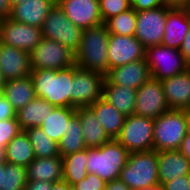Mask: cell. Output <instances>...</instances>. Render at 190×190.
I'll list each match as a JSON object with an SVG mask.
<instances>
[{
    "mask_svg": "<svg viewBox=\"0 0 190 190\" xmlns=\"http://www.w3.org/2000/svg\"><path fill=\"white\" fill-rule=\"evenodd\" d=\"M36 97L55 107H72L74 65L62 70H32Z\"/></svg>",
    "mask_w": 190,
    "mask_h": 190,
    "instance_id": "cell-1",
    "label": "cell"
},
{
    "mask_svg": "<svg viewBox=\"0 0 190 190\" xmlns=\"http://www.w3.org/2000/svg\"><path fill=\"white\" fill-rule=\"evenodd\" d=\"M108 40L105 23L84 29L79 49L75 52V64L106 75L109 71Z\"/></svg>",
    "mask_w": 190,
    "mask_h": 190,
    "instance_id": "cell-2",
    "label": "cell"
},
{
    "mask_svg": "<svg viewBox=\"0 0 190 190\" xmlns=\"http://www.w3.org/2000/svg\"><path fill=\"white\" fill-rule=\"evenodd\" d=\"M128 156L129 152L117 139H111L100 147L87 148V172L106 182L119 179Z\"/></svg>",
    "mask_w": 190,
    "mask_h": 190,
    "instance_id": "cell-3",
    "label": "cell"
},
{
    "mask_svg": "<svg viewBox=\"0 0 190 190\" xmlns=\"http://www.w3.org/2000/svg\"><path fill=\"white\" fill-rule=\"evenodd\" d=\"M119 179L130 190L147 186H160L158 177V152L156 150L130 152Z\"/></svg>",
    "mask_w": 190,
    "mask_h": 190,
    "instance_id": "cell-4",
    "label": "cell"
},
{
    "mask_svg": "<svg viewBox=\"0 0 190 190\" xmlns=\"http://www.w3.org/2000/svg\"><path fill=\"white\" fill-rule=\"evenodd\" d=\"M188 132L186 110L170 109L154 119L153 150H178Z\"/></svg>",
    "mask_w": 190,
    "mask_h": 190,
    "instance_id": "cell-5",
    "label": "cell"
},
{
    "mask_svg": "<svg viewBox=\"0 0 190 190\" xmlns=\"http://www.w3.org/2000/svg\"><path fill=\"white\" fill-rule=\"evenodd\" d=\"M32 70H62L75 65V53L58 41L42 38L29 53Z\"/></svg>",
    "mask_w": 190,
    "mask_h": 190,
    "instance_id": "cell-6",
    "label": "cell"
},
{
    "mask_svg": "<svg viewBox=\"0 0 190 190\" xmlns=\"http://www.w3.org/2000/svg\"><path fill=\"white\" fill-rule=\"evenodd\" d=\"M145 59L149 66L151 77L160 81L176 76L189 68V64L185 61L180 50L161 44L148 47Z\"/></svg>",
    "mask_w": 190,
    "mask_h": 190,
    "instance_id": "cell-7",
    "label": "cell"
},
{
    "mask_svg": "<svg viewBox=\"0 0 190 190\" xmlns=\"http://www.w3.org/2000/svg\"><path fill=\"white\" fill-rule=\"evenodd\" d=\"M83 29L74 25L57 5L50 10L42 26L44 38L58 41L72 52L79 49Z\"/></svg>",
    "mask_w": 190,
    "mask_h": 190,
    "instance_id": "cell-8",
    "label": "cell"
},
{
    "mask_svg": "<svg viewBox=\"0 0 190 190\" xmlns=\"http://www.w3.org/2000/svg\"><path fill=\"white\" fill-rule=\"evenodd\" d=\"M154 119L136 114L125 117L120 135L116 138L130 152L153 150Z\"/></svg>",
    "mask_w": 190,
    "mask_h": 190,
    "instance_id": "cell-9",
    "label": "cell"
},
{
    "mask_svg": "<svg viewBox=\"0 0 190 190\" xmlns=\"http://www.w3.org/2000/svg\"><path fill=\"white\" fill-rule=\"evenodd\" d=\"M105 75L74 65L72 107H89L102 98Z\"/></svg>",
    "mask_w": 190,
    "mask_h": 190,
    "instance_id": "cell-10",
    "label": "cell"
},
{
    "mask_svg": "<svg viewBox=\"0 0 190 190\" xmlns=\"http://www.w3.org/2000/svg\"><path fill=\"white\" fill-rule=\"evenodd\" d=\"M169 5L152 10H142L136 12V31L134 36L147 49L155 45H160L163 39L167 11Z\"/></svg>",
    "mask_w": 190,
    "mask_h": 190,
    "instance_id": "cell-11",
    "label": "cell"
},
{
    "mask_svg": "<svg viewBox=\"0 0 190 190\" xmlns=\"http://www.w3.org/2000/svg\"><path fill=\"white\" fill-rule=\"evenodd\" d=\"M42 28L19 23L11 18L0 20V42L31 52L42 40Z\"/></svg>",
    "mask_w": 190,
    "mask_h": 190,
    "instance_id": "cell-12",
    "label": "cell"
},
{
    "mask_svg": "<svg viewBox=\"0 0 190 190\" xmlns=\"http://www.w3.org/2000/svg\"><path fill=\"white\" fill-rule=\"evenodd\" d=\"M170 110L160 80L150 78L136 92L134 114L156 119Z\"/></svg>",
    "mask_w": 190,
    "mask_h": 190,
    "instance_id": "cell-13",
    "label": "cell"
},
{
    "mask_svg": "<svg viewBox=\"0 0 190 190\" xmlns=\"http://www.w3.org/2000/svg\"><path fill=\"white\" fill-rule=\"evenodd\" d=\"M146 49L135 36L109 34V70L133 61L145 59Z\"/></svg>",
    "mask_w": 190,
    "mask_h": 190,
    "instance_id": "cell-14",
    "label": "cell"
},
{
    "mask_svg": "<svg viewBox=\"0 0 190 190\" xmlns=\"http://www.w3.org/2000/svg\"><path fill=\"white\" fill-rule=\"evenodd\" d=\"M56 3L67 18L83 30L103 23L99 0H56Z\"/></svg>",
    "mask_w": 190,
    "mask_h": 190,
    "instance_id": "cell-15",
    "label": "cell"
},
{
    "mask_svg": "<svg viewBox=\"0 0 190 190\" xmlns=\"http://www.w3.org/2000/svg\"><path fill=\"white\" fill-rule=\"evenodd\" d=\"M0 71L6 81L30 76L29 52L0 42Z\"/></svg>",
    "mask_w": 190,
    "mask_h": 190,
    "instance_id": "cell-16",
    "label": "cell"
},
{
    "mask_svg": "<svg viewBox=\"0 0 190 190\" xmlns=\"http://www.w3.org/2000/svg\"><path fill=\"white\" fill-rule=\"evenodd\" d=\"M164 27L161 45L179 50L190 28V7H171Z\"/></svg>",
    "mask_w": 190,
    "mask_h": 190,
    "instance_id": "cell-17",
    "label": "cell"
},
{
    "mask_svg": "<svg viewBox=\"0 0 190 190\" xmlns=\"http://www.w3.org/2000/svg\"><path fill=\"white\" fill-rule=\"evenodd\" d=\"M105 78L113 85L137 90L151 78V73L146 59H142L110 69Z\"/></svg>",
    "mask_w": 190,
    "mask_h": 190,
    "instance_id": "cell-18",
    "label": "cell"
},
{
    "mask_svg": "<svg viewBox=\"0 0 190 190\" xmlns=\"http://www.w3.org/2000/svg\"><path fill=\"white\" fill-rule=\"evenodd\" d=\"M170 109L186 110L190 105V68L180 74L161 80Z\"/></svg>",
    "mask_w": 190,
    "mask_h": 190,
    "instance_id": "cell-19",
    "label": "cell"
},
{
    "mask_svg": "<svg viewBox=\"0 0 190 190\" xmlns=\"http://www.w3.org/2000/svg\"><path fill=\"white\" fill-rule=\"evenodd\" d=\"M55 4L56 0H25L12 7L9 18L19 23L42 28L44 20Z\"/></svg>",
    "mask_w": 190,
    "mask_h": 190,
    "instance_id": "cell-20",
    "label": "cell"
},
{
    "mask_svg": "<svg viewBox=\"0 0 190 190\" xmlns=\"http://www.w3.org/2000/svg\"><path fill=\"white\" fill-rule=\"evenodd\" d=\"M190 175V162L179 150L158 151L159 185L179 176Z\"/></svg>",
    "mask_w": 190,
    "mask_h": 190,
    "instance_id": "cell-21",
    "label": "cell"
},
{
    "mask_svg": "<svg viewBox=\"0 0 190 190\" xmlns=\"http://www.w3.org/2000/svg\"><path fill=\"white\" fill-rule=\"evenodd\" d=\"M136 92L131 87L113 85L105 78L102 98L127 117L134 114Z\"/></svg>",
    "mask_w": 190,
    "mask_h": 190,
    "instance_id": "cell-22",
    "label": "cell"
},
{
    "mask_svg": "<svg viewBox=\"0 0 190 190\" xmlns=\"http://www.w3.org/2000/svg\"><path fill=\"white\" fill-rule=\"evenodd\" d=\"M76 114L82 125L81 131L86 148L100 147L111 140L89 107L76 108Z\"/></svg>",
    "mask_w": 190,
    "mask_h": 190,
    "instance_id": "cell-23",
    "label": "cell"
},
{
    "mask_svg": "<svg viewBox=\"0 0 190 190\" xmlns=\"http://www.w3.org/2000/svg\"><path fill=\"white\" fill-rule=\"evenodd\" d=\"M27 180L59 182L63 180L62 156L48 158L35 157L26 167Z\"/></svg>",
    "mask_w": 190,
    "mask_h": 190,
    "instance_id": "cell-24",
    "label": "cell"
},
{
    "mask_svg": "<svg viewBox=\"0 0 190 190\" xmlns=\"http://www.w3.org/2000/svg\"><path fill=\"white\" fill-rule=\"evenodd\" d=\"M89 108L111 139H116L124 124L125 116L103 98L94 102Z\"/></svg>",
    "mask_w": 190,
    "mask_h": 190,
    "instance_id": "cell-25",
    "label": "cell"
},
{
    "mask_svg": "<svg viewBox=\"0 0 190 190\" xmlns=\"http://www.w3.org/2000/svg\"><path fill=\"white\" fill-rule=\"evenodd\" d=\"M2 95L7 98L16 112L19 111L36 97L31 76L7 80Z\"/></svg>",
    "mask_w": 190,
    "mask_h": 190,
    "instance_id": "cell-26",
    "label": "cell"
},
{
    "mask_svg": "<svg viewBox=\"0 0 190 190\" xmlns=\"http://www.w3.org/2000/svg\"><path fill=\"white\" fill-rule=\"evenodd\" d=\"M55 106L43 98L35 97L30 103L16 112V117L22 131L31 127H40L44 123L48 113Z\"/></svg>",
    "mask_w": 190,
    "mask_h": 190,
    "instance_id": "cell-27",
    "label": "cell"
},
{
    "mask_svg": "<svg viewBox=\"0 0 190 190\" xmlns=\"http://www.w3.org/2000/svg\"><path fill=\"white\" fill-rule=\"evenodd\" d=\"M76 114L73 107H55L48 113L44 123L40 126L45 134L55 142H59L68 129L69 120Z\"/></svg>",
    "mask_w": 190,
    "mask_h": 190,
    "instance_id": "cell-28",
    "label": "cell"
},
{
    "mask_svg": "<svg viewBox=\"0 0 190 190\" xmlns=\"http://www.w3.org/2000/svg\"><path fill=\"white\" fill-rule=\"evenodd\" d=\"M6 162L27 167L34 159L33 146L25 131H21L5 146Z\"/></svg>",
    "mask_w": 190,
    "mask_h": 190,
    "instance_id": "cell-29",
    "label": "cell"
},
{
    "mask_svg": "<svg viewBox=\"0 0 190 190\" xmlns=\"http://www.w3.org/2000/svg\"><path fill=\"white\" fill-rule=\"evenodd\" d=\"M87 148L62 157L63 180L71 187L84 179L88 172Z\"/></svg>",
    "mask_w": 190,
    "mask_h": 190,
    "instance_id": "cell-30",
    "label": "cell"
},
{
    "mask_svg": "<svg viewBox=\"0 0 190 190\" xmlns=\"http://www.w3.org/2000/svg\"><path fill=\"white\" fill-rule=\"evenodd\" d=\"M68 129L58 142L59 154L67 156L86 148L84 144L82 125L79 116L75 114L68 122Z\"/></svg>",
    "mask_w": 190,
    "mask_h": 190,
    "instance_id": "cell-31",
    "label": "cell"
},
{
    "mask_svg": "<svg viewBox=\"0 0 190 190\" xmlns=\"http://www.w3.org/2000/svg\"><path fill=\"white\" fill-rule=\"evenodd\" d=\"M27 181L26 167L8 162L0 165V190H24Z\"/></svg>",
    "mask_w": 190,
    "mask_h": 190,
    "instance_id": "cell-32",
    "label": "cell"
},
{
    "mask_svg": "<svg viewBox=\"0 0 190 190\" xmlns=\"http://www.w3.org/2000/svg\"><path fill=\"white\" fill-rule=\"evenodd\" d=\"M33 146L35 157L48 158L58 156V143L50 139L40 127H31L25 130Z\"/></svg>",
    "mask_w": 190,
    "mask_h": 190,
    "instance_id": "cell-33",
    "label": "cell"
},
{
    "mask_svg": "<svg viewBox=\"0 0 190 190\" xmlns=\"http://www.w3.org/2000/svg\"><path fill=\"white\" fill-rule=\"evenodd\" d=\"M109 34L134 36L136 31V11L133 8L113 16L105 22Z\"/></svg>",
    "mask_w": 190,
    "mask_h": 190,
    "instance_id": "cell-34",
    "label": "cell"
},
{
    "mask_svg": "<svg viewBox=\"0 0 190 190\" xmlns=\"http://www.w3.org/2000/svg\"><path fill=\"white\" fill-rule=\"evenodd\" d=\"M129 8H131L129 0H99V10L103 23Z\"/></svg>",
    "mask_w": 190,
    "mask_h": 190,
    "instance_id": "cell-35",
    "label": "cell"
},
{
    "mask_svg": "<svg viewBox=\"0 0 190 190\" xmlns=\"http://www.w3.org/2000/svg\"><path fill=\"white\" fill-rule=\"evenodd\" d=\"M21 131L17 118L0 121V148H5Z\"/></svg>",
    "mask_w": 190,
    "mask_h": 190,
    "instance_id": "cell-36",
    "label": "cell"
},
{
    "mask_svg": "<svg viewBox=\"0 0 190 190\" xmlns=\"http://www.w3.org/2000/svg\"><path fill=\"white\" fill-rule=\"evenodd\" d=\"M106 181L102 180L98 175L88 173L87 176L72 187L75 190H105Z\"/></svg>",
    "mask_w": 190,
    "mask_h": 190,
    "instance_id": "cell-37",
    "label": "cell"
},
{
    "mask_svg": "<svg viewBox=\"0 0 190 190\" xmlns=\"http://www.w3.org/2000/svg\"><path fill=\"white\" fill-rule=\"evenodd\" d=\"M160 187L162 190H190V175L175 177Z\"/></svg>",
    "mask_w": 190,
    "mask_h": 190,
    "instance_id": "cell-38",
    "label": "cell"
},
{
    "mask_svg": "<svg viewBox=\"0 0 190 190\" xmlns=\"http://www.w3.org/2000/svg\"><path fill=\"white\" fill-rule=\"evenodd\" d=\"M130 7L136 12L142 10H152L163 6L159 0H129Z\"/></svg>",
    "mask_w": 190,
    "mask_h": 190,
    "instance_id": "cell-39",
    "label": "cell"
},
{
    "mask_svg": "<svg viewBox=\"0 0 190 190\" xmlns=\"http://www.w3.org/2000/svg\"><path fill=\"white\" fill-rule=\"evenodd\" d=\"M16 117V111L7 100V98L0 94V121H4Z\"/></svg>",
    "mask_w": 190,
    "mask_h": 190,
    "instance_id": "cell-40",
    "label": "cell"
},
{
    "mask_svg": "<svg viewBox=\"0 0 190 190\" xmlns=\"http://www.w3.org/2000/svg\"><path fill=\"white\" fill-rule=\"evenodd\" d=\"M52 185V182L28 180L24 190H51Z\"/></svg>",
    "mask_w": 190,
    "mask_h": 190,
    "instance_id": "cell-41",
    "label": "cell"
},
{
    "mask_svg": "<svg viewBox=\"0 0 190 190\" xmlns=\"http://www.w3.org/2000/svg\"><path fill=\"white\" fill-rule=\"evenodd\" d=\"M179 50L181 54L183 55L185 61L189 64L190 63V28Z\"/></svg>",
    "mask_w": 190,
    "mask_h": 190,
    "instance_id": "cell-42",
    "label": "cell"
},
{
    "mask_svg": "<svg viewBox=\"0 0 190 190\" xmlns=\"http://www.w3.org/2000/svg\"><path fill=\"white\" fill-rule=\"evenodd\" d=\"M11 9V0H0V20L10 17Z\"/></svg>",
    "mask_w": 190,
    "mask_h": 190,
    "instance_id": "cell-43",
    "label": "cell"
},
{
    "mask_svg": "<svg viewBox=\"0 0 190 190\" xmlns=\"http://www.w3.org/2000/svg\"><path fill=\"white\" fill-rule=\"evenodd\" d=\"M190 162V132L188 131L186 136L181 142L178 149Z\"/></svg>",
    "mask_w": 190,
    "mask_h": 190,
    "instance_id": "cell-44",
    "label": "cell"
},
{
    "mask_svg": "<svg viewBox=\"0 0 190 190\" xmlns=\"http://www.w3.org/2000/svg\"><path fill=\"white\" fill-rule=\"evenodd\" d=\"M105 190H130L129 187L120 179L106 183Z\"/></svg>",
    "mask_w": 190,
    "mask_h": 190,
    "instance_id": "cell-45",
    "label": "cell"
},
{
    "mask_svg": "<svg viewBox=\"0 0 190 190\" xmlns=\"http://www.w3.org/2000/svg\"><path fill=\"white\" fill-rule=\"evenodd\" d=\"M166 5L171 7H190V0H166Z\"/></svg>",
    "mask_w": 190,
    "mask_h": 190,
    "instance_id": "cell-46",
    "label": "cell"
},
{
    "mask_svg": "<svg viewBox=\"0 0 190 190\" xmlns=\"http://www.w3.org/2000/svg\"><path fill=\"white\" fill-rule=\"evenodd\" d=\"M51 190H71V186L66 181L62 180L53 183Z\"/></svg>",
    "mask_w": 190,
    "mask_h": 190,
    "instance_id": "cell-47",
    "label": "cell"
},
{
    "mask_svg": "<svg viewBox=\"0 0 190 190\" xmlns=\"http://www.w3.org/2000/svg\"><path fill=\"white\" fill-rule=\"evenodd\" d=\"M6 163V158H5V149L0 148V165Z\"/></svg>",
    "mask_w": 190,
    "mask_h": 190,
    "instance_id": "cell-48",
    "label": "cell"
},
{
    "mask_svg": "<svg viewBox=\"0 0 190 190\" xmlns=\"http://www.w3.org/2000/svg\"><path fill=\"white\" fill-rule=\"evenodd\" d=\"M6 80L4 79L3 74L0 71V94L3 92V87L5 86Z\"/></svg>",
    "mask_w": 190,
    "mask_h": 190,
    "instance_id": "cell-49",
    "label": "cell"
},
{
    "mask_svg": "<svg viewBox=\"0 0 190 190\" xmlns=\"http://www.w3.org/2000/svg\"><path fill=\"white\" fill-rule=\"evenodd\" d=\"M140 190H162L160 186H147Z\"/></svg>",
    "mask_w": 190,
    "mask_h": 190,
    "instance_id": "cell-50",
    "label": "cell"
},
{
    "mask_svg": "<svg viewBox=\"0 0 190 190\" xmlns=\"http://www.w3.org/2000/svg\"><path fill=\"white\" fill-rule=\"evenodd\" d=\"M25 0H11V4H12V7L16 4H19V3H22L24 2Z\"/></svg>",
    "mask_w": 190,
    "mask_h": 190,
    "instance_id": "cell-51",
    "label": "cell"
},
{
    "mask_svg": "<svg viewBox=\"0 0 190 190\" xmlns=\"http://www.w3.org/2000/svg\"><path fill=\"white\" fill-rule=\"evenodd\" d=\"M188 131L190 132V116H188Z\"/></svg>",
    "mask_w": 190,
    "mask_h": 190,
    "instance_id": "cell-52",
    "label": "cell"
},
{
    "mask_svg": "<svg viewBox=\"0 0 190 190\" xmlns=\"http://www.w3.org/2000/svg\"><path fill=\"white\" fill-rule=\"evenodd\" d=\"M187 113H188V116H190V105L189 107L186 109Z\"/></svg>",
    "mask_w": 190,
    "mask_h": 190,
    "instance_id": "cell-53",
    "label": "cell"
},
{
    "mask_svg": "<svg viewBox=\"0 0 190 190\" xmlns=\"http://www.w3.org/2000/svg\"><path fill=\"white\" fill-rule=\"evenodd\" d=\"M163 5H166V0H159Z\"/></svg>",
    "mask_w": 190,
    "mask_h": 190,
    "instance_id": "cell-54",
    "label": "cell"
}]
</instances>
